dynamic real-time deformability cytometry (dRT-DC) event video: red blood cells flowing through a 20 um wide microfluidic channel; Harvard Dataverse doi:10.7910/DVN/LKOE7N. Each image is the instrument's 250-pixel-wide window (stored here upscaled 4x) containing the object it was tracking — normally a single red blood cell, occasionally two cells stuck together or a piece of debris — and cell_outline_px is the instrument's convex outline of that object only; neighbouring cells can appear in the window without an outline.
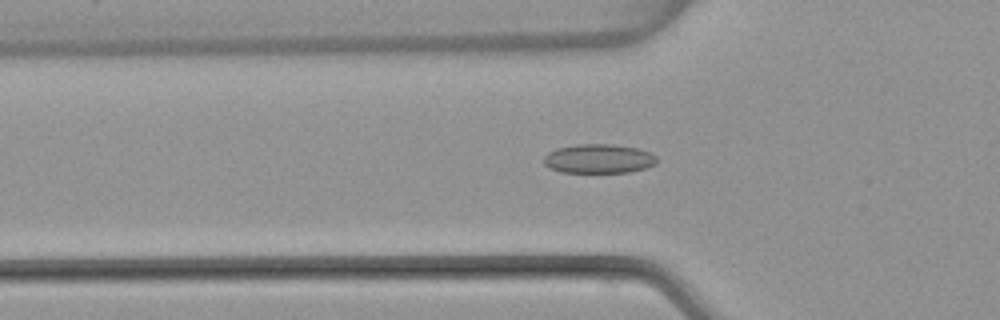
{"species": "common noctule bat (a hibernating species)", "species_latin": "Nyctalus noctula", "temperature_condition": "warm", "stored_images_in_passage": 38, "camera_frame_rate_fps": 3000, "um_per_image_px": 0.085, "animal": {"sex": "female", "body_mass_g": 22.7, "forearm_length_mm": 54.2}, "frame": {"image": 1, "passage_image": 3, "time_ms": 0.667, "image_size_px": [1000, 320], "cell_outline_px": [[656, 164], [644, 168], [628, 172], [560, 172], [548, 168], [544, 164], [544, 156], [548, 152], [556, 148], [576, 144], [612, 144], [640, 148], [652, 152], [656, 156]], "centroid_in_image_um": [50.88, 13.48], "position_along_channel_um": 74.9, "area_um2": 19.42}}
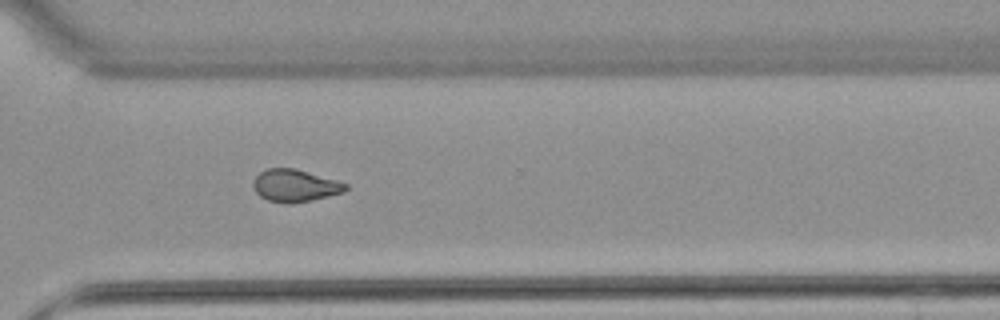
{"frame": {"image": 2, "passage_image": 24, "time_ms": 7.667, "image_size_px": [1000, 320], "cell_outline_px": [[348, 188], [344, 192], [312, 200], [268, 200], [260, 196], [256, 192], [252, 184], [252, 180], [260, 172], [268, 168], [296, 168], [336, 180], [348, 184]], "centroid_in_image_um": [25.08, 15.72], "position_along_channel_um": 345.5, "area_um2": 16.82}}
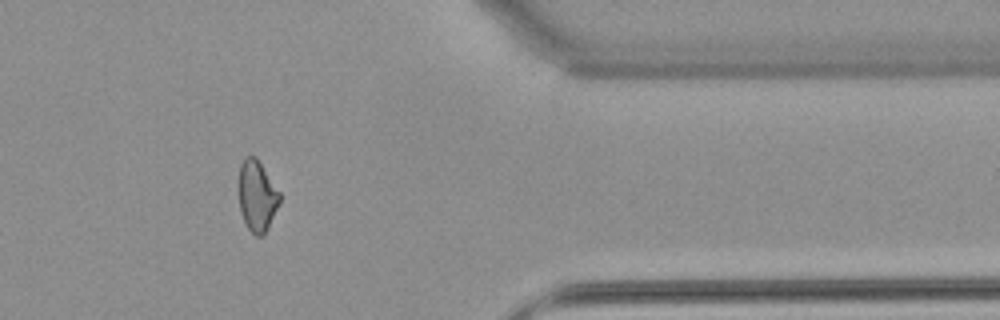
{"frame": {"image": 3, "passage_image": 29, "time_ms": 9.333, "image_size_px": [1000, 320], "cell_outline_px": [[280, 200], [268, 228], [260, 236], [256, 236], [248, 228], [240, 212], [236, 188], [236, 184], [240, 164], [248, 156], [256, 156], [280, 192]], "centroid_in_image_um": [21.79, 16.61], "position_along_channel_um": 389.6, "area_um2": 17.22}, "authors_computed_cell_mechanics": {"area_um2": 17.6579, "velocity_mm_per_s": 3.8624, "shape_relaxation_time_tau1_ms": null, "shape_relaxation_time_tau2_ms": 2.0454, "deformation_change_tau1": null, "deformation_change_tau2": 0.0765}}